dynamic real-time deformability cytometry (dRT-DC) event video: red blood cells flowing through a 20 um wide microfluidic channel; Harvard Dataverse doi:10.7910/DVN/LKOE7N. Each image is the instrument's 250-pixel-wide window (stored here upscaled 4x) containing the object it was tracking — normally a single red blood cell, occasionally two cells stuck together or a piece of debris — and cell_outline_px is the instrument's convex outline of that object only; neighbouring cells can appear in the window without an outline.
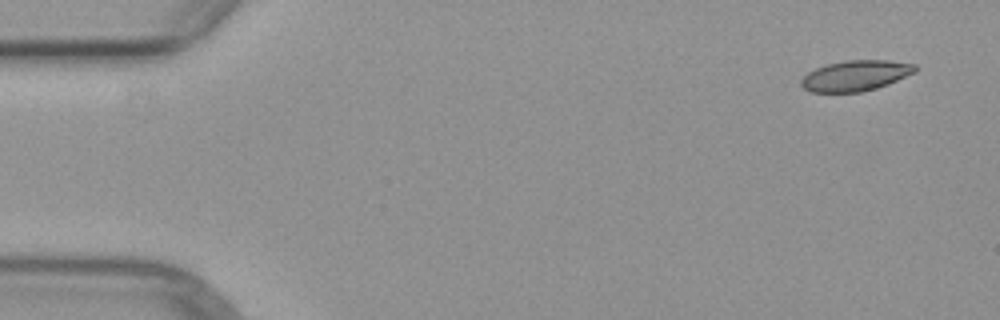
{"species": "common noctule bat (a hibernating species)", "species_latin": "Nyctalus noctula", "temperature_condition": "warm", "stored_images_in_passage": 5, "camera_frame_rate_fps": 3000, "um_per_image_px": 0.085, "animal": {"sex": "female", "body_mass_g": 29.2, "forearm_length_mm": 56.3}, "frame": {"image": 1, "passage_image": 1, "time_ms": 0.0, "image_size_px": [1000, 320], "cell_outline_px": [[916, 72], [888, 84], [876, 88], [860, 92], [812, 92], [804, 88], [800, 84], [800, 80], [808, 72], [824, 64], [844, 60], [888, 60], [916, 64]], "centroid_in_image_um": [72.71, 6.42], "position_along_channel_um": 12.3, "area_um2": 20.4}}
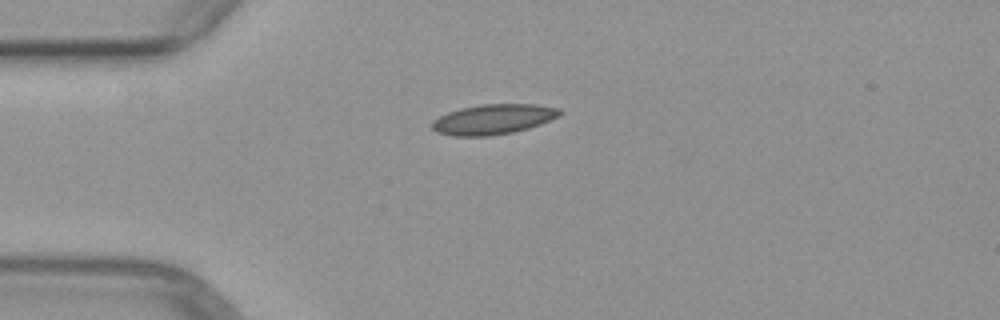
{"frame": {"image": 2, "passage_image": 3, "time_ms": 3.333, "image_size_px": [1000, 320], "cell_outline_px": [[564, 112], [560, 116], [540, 124], [528, 128], [512, 132], [488, 136], [456, 136], [436, 132], [432, 128], [432, 120], [448, 112], [460, 108], [480, 104], [536, 104], [560, 108]], "centroid_in_image_um": [41.95, 10.13], "position_along_channel_um": 43.1, "area_um2": 22.48}}
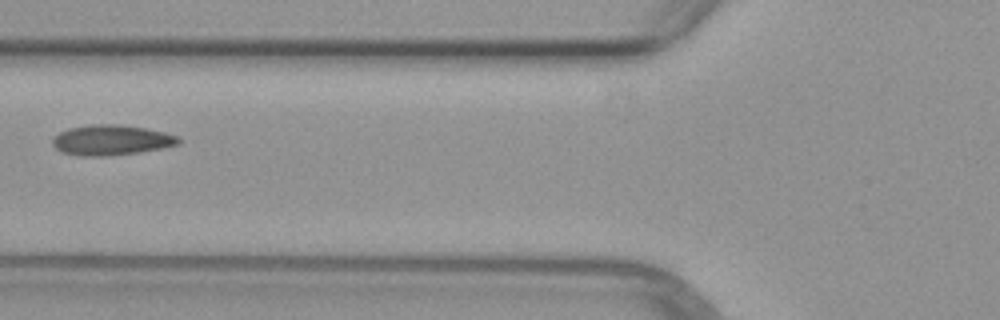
{"frame": {"image": 3, "passage_image": 5, "time_ms": 5.667, "image_size_px": [1000, 320], "cell_outline_px": [[180, 144], [140, 152], [104, 156], [84, 156], [60, 152], [52, 144], [52, 140], [60, 132], [68, 128], [92, 124], [120, 124], [148, 128], [164, 132], [176, 136], [180, 140]], "centroid_in_image_um": [9.45, 11.9], "position_along_channel_um": 116.3, "area_um2": 22.2}}